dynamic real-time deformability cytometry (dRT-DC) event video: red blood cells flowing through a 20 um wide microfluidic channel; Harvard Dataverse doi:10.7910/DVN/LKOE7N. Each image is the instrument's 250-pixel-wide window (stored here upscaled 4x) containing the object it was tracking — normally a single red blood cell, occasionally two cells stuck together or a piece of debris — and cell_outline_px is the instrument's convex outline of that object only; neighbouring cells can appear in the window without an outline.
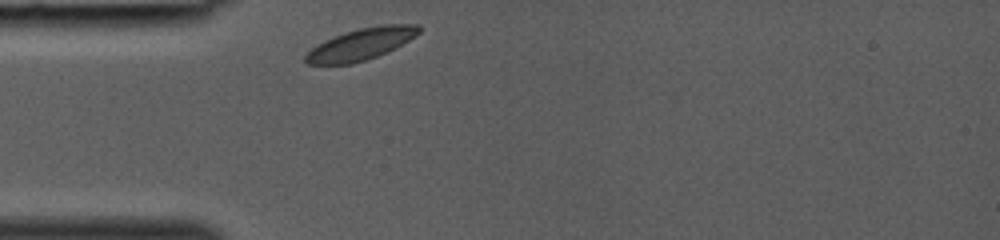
{"species": "common noctule bat (a hibernating species)", "species_latin": "Nyctalus noctula", "temperature_condition": "room temperature", "stored_images_in_passage": 24, "camera_frame_rate_fps": 3000, "um_per_image_px": 0.085, "animal": {"sex": "female", "body_mass_g": 19.0, "forearm_length_mm": 53.3}, "frame": {"image": 1, "passage_image": 1, "time_ms": 0.0, "image_size_px": [1000, 240], "cell_outline_px": [[420, 32], [396, 48], [388, 52], [352, 64], [304, 64], [304, 56], [316, 44], [332, 36], [344, 32], [360, 28], [384, 24], [420, 24]], "centroid_in_image_um": [30.66, 3.75], "position_along_channel_um": 54.3, "area_um2": 20.98}}
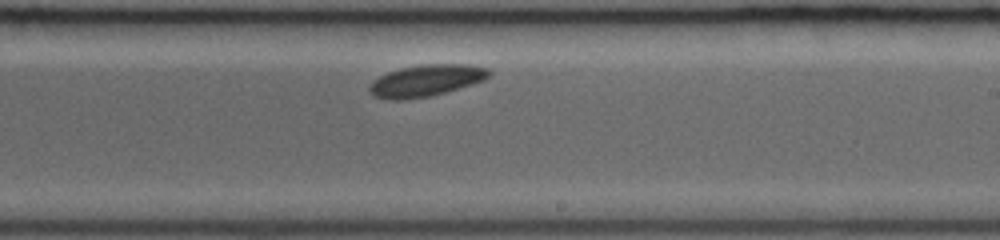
{"frame": {"image": 2, "passage_image": 14, "time_ms": 4.333, "image_size_px": [1000, 240], "cell_outline_px": [[492, 72], [484, 80], [472, 84], [444, 92], [428, 96], [400, 100], [392, 100], [376, 96], [368, 92], [368, 88], [372, 80], [388, 72], [400, 68], [424, 64], [464, 64], [488, 68]], "centroid_in_image_um": [36.19, 6.84], "position_along_channel_um": 252.8, "area_um2": 21.85}}
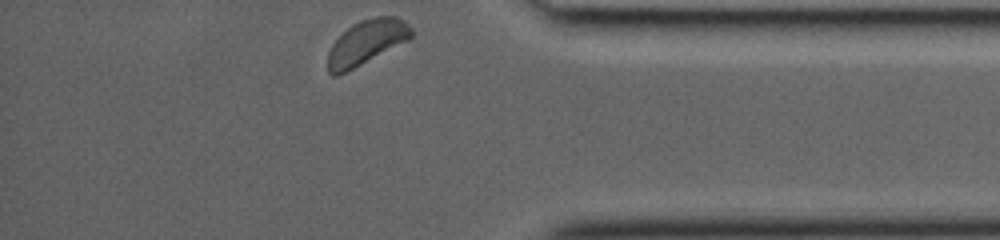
{"frame": {"image": 3, "passage_image": 24, "time_ms": 7.667, "image_size_px": [1000, 240], "cell_outline_px": [[412, 36], [408, 40], [336, 76], [332, 76], [328, 72], [328, 52], [332, 44], [352, 24], [360, 20], [376, 16], [396, 16], [404, 20], [412, 28]], "centroid_in_image_um": [31.16, 3.57], "position_along_channel_um": 404.0, "area_um2": 21.21}}